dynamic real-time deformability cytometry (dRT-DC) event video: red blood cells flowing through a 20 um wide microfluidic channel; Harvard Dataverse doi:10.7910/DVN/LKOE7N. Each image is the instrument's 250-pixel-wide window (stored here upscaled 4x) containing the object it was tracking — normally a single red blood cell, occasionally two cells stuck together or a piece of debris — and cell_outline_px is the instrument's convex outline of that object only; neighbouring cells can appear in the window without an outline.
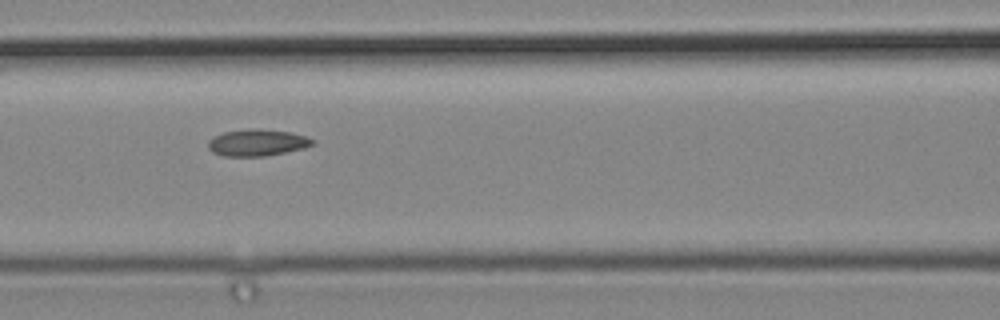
{"species": "common noctule bat (a hibernating species)", "species_latin": "Nyctalus noctula", "temperature_condition": "cold", "stored_images_in_passage": 8, "camera_frame_rate_fps": 3000, "um_per_image_px": 0.085, "animal": {"sex": "male", "body_mass_g": 19.2, "forearm_length_mm": 51.8}, "frame": {"image": 1, "passage_image": 6, "time_ms": 1.667, "image_size_px": [1000, 320], "cell_outline_px": [[316, 144], [304, 148], [264, 156], [224, 156], [212, 152], [208, 148], [208, 140], [212, 136], [224, 132], [252, 128], [256, 128], [292, 132], [316, 140]], "centroid_in_image_um": [21.86, 12.11], "position_along_channel_um": 144.7, "area_um2": 16.36}}
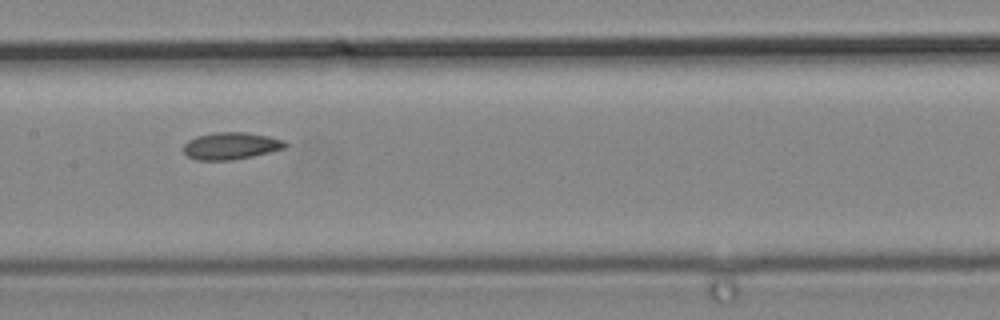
{"frame": {"image": 2, "passage_image": 7, "time_ms": 2.0, "image_size_px": [1000, 320], "cell_outline_px": [[288, 144], [284, 148], [252, 156], [232, 160], [196, 160], [188, 156], [184, 152], [184, 144], [188, 140], [196, 136], [212, 132], [244, 132], [268, 136], [284, 140]], "centroid_in_image_um": [19.6, 12.39], "position_along_channel_um": 187.8, "area_um2": 16.01}}
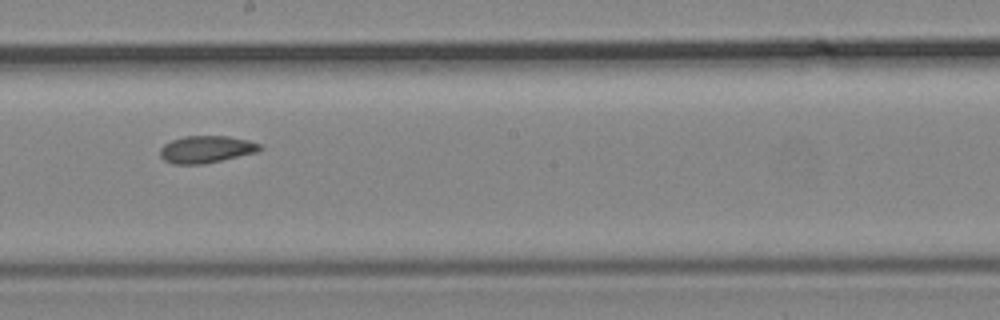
{"frame": {"image": 3, "passage_image": 8, "time_ms": 2.333, "image_size_px": [1000, 320], "cell_outline_px": [[264, 148], [256, 152], [204, 164], [172, 164], [164, 160], [160, 156], [160, 148], [164, 144], [172, 140], [184, 136], [228, 136], [248, 140], [260, 144]], "centroid_in_image_um": [17.51, 12.69], "position_along_channel_um": 230.7, "area_um2": 15.78}}